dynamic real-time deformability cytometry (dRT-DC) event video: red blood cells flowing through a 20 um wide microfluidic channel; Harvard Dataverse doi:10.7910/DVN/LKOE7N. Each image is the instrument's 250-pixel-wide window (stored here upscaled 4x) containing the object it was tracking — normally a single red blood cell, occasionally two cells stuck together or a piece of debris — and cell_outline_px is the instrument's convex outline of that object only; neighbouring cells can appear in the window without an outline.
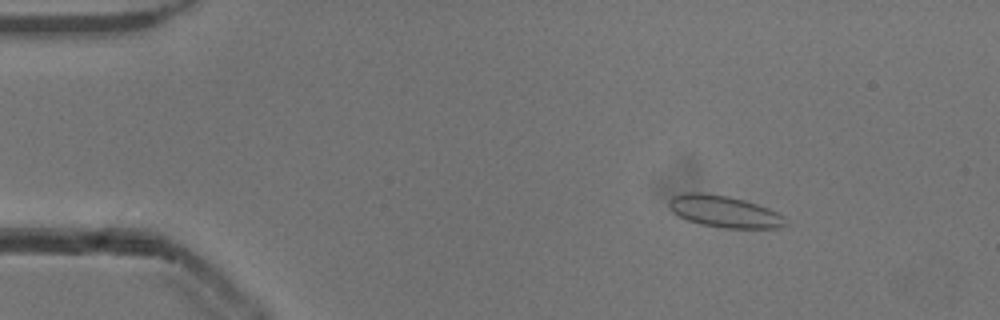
{"species": "common noctule bat (a hibernating species)", "species_latin": "Nyctalus noctula", "temperature_condition": "cold", "stored_images_in_passage": 54, "camera_frame_rate_fps": 3000, "um_per_image_px": 0.085, "animal": {"sex": "male", "body_mass_g": 13.3}, "frame": {"image": 1, "passage_image": 8, "time_ms": 2.333, "image_size_px": [1000, 320], "cell_outline_px": [[788, 224], [780, 228], [724, 228], [700, 224], [688, 220], [672, 212], [668, 208], [668, 200], [672, 196], [684, 192], [704, 192], [728, 196], [744, 200], [768, 208], [784, 216]], "centroid_in_image_um": [61.54, 17.97], "position_along_channel_um": 23.5, "area_um2": 21.73}}
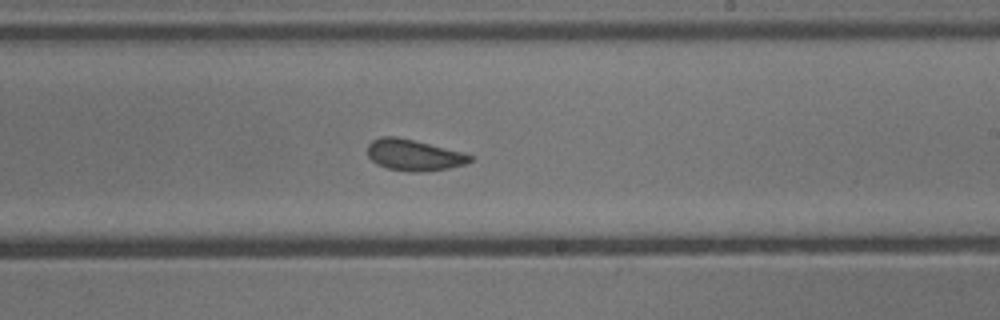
{"frame": {"image": 2, "passage_image": 32, "time_ms": 10.333, "image_size_px": [1000, 320], "cell_outline_px": [[476, 156], [472, 160], [464, 164], [448, 168], [420, 172], [408, 172], [388, 168], [376, 164], [368, 156], [368, 144], [372, 140], [380, 136], [396, 136], [464, 152]], "centroid_in_image_um": [35.18, 13.17], "position_along_channel_um": 253.8, "area_um2": 18.73}}
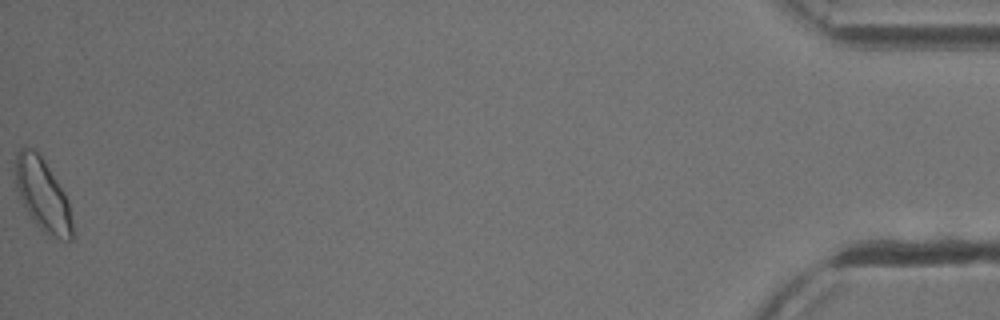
{"frame": {"image": 3, "passage_image": 54, "time_ms": 17.667, "image_size_px": [1000, 320], "cell_outline_px": [[72, 240], [68, 244], [48, 236], [36, 224], [28, 212], [16, 188], [16, 152], [20, 148], [36, 148], [44, 160], [64, 192], [68, 200], [72, 220]], "centroid_in_image_um": [3.66, 16.61], "position_along_channel_um": 431.5, "area_um2": 24.04}, "authors_computed_cell_mechanics": {"area_um2": 19.5075, "velocity_mm_per_s": 3.8453, "shape_relaxation_time_tau1_ms": 5.8644, "shape_relaxation_time_tau2_ms": 1.3781, "deformation_change_tau1": 0.0847, "deformation_change_tau2": 0.057}}